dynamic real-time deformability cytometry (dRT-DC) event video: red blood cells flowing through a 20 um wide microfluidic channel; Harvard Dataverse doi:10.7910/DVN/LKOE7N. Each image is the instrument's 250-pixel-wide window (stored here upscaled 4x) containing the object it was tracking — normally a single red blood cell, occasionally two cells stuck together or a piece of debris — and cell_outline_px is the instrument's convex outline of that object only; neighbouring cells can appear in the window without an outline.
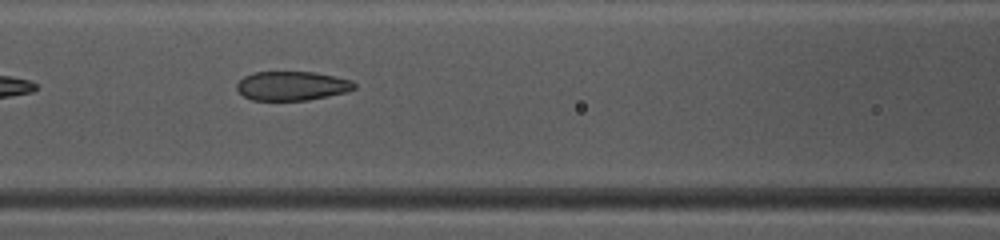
{"species": "common noctule bat (a hibernating species)", "species_latin": "Nyctalus noctula", "temperature_condition": "warm", "stored_images_in_passage": 13, "camera_frame_rate_fps": 3000, "um_per_image_px": 0.085, "animal": {"sex": "female", "body_mass_g": 10.0, "forearm_length_mm": 53.1}, "frame": {"image": 1, "passage_image": 8, "time_ms": 2.333, "image_size_px": [1000, 240], "cell_outline_px": [[356, 88], [344, 92], [328, 96], [308, 100], [252, 100], [244, 96], [236, 88], [236, 84], [244, 76], [252, 72], [316, 72], [352, 80], [356, 84]], "centroid_in_image_um": [24.81, 7.29], "position_along_channel_um": 141.8, "area_um2": 19.94}}
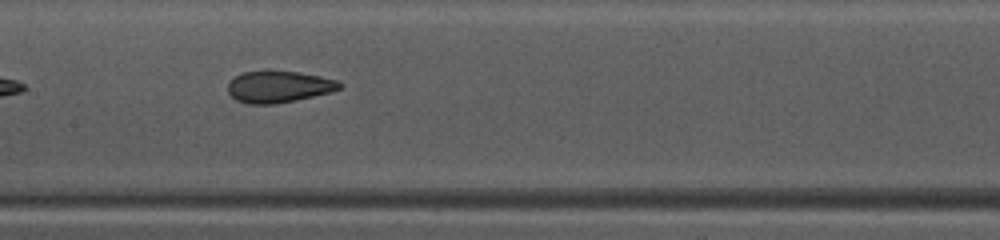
{"frame": {"image": 2, "passage_image": 11, "time_ms": 3.333, "image_size_px": [1000, 240], "cell_outline_px": [[344, 84], [340, 88], [332, 92], [296, 100], [272, 104], [248, 104], [236, 100], [228, 92], [228, 84], [236, 76], [244, 72], [268, 68], [296, 72], [320, 76], [336, 80]], "centroid_in_image_um": [23.69, 7.34], "position_along_channel_um": 183.7, "area_um2": 20.98}}